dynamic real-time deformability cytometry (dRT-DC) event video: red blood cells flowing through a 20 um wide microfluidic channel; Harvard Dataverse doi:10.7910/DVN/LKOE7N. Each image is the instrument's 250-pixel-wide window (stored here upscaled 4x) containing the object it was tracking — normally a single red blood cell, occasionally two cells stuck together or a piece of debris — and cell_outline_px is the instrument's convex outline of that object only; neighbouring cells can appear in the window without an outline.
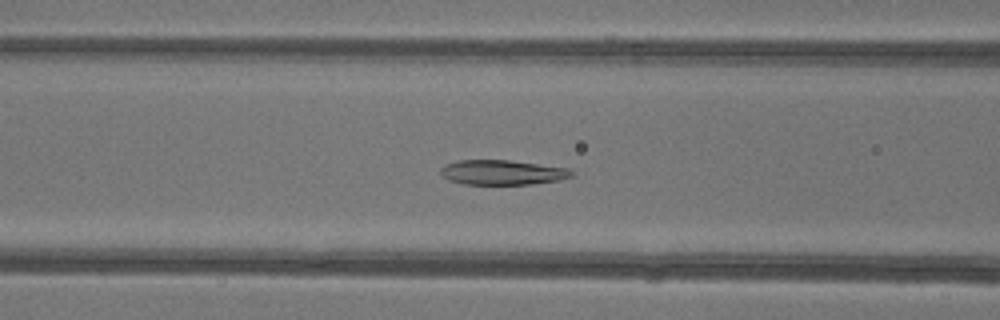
{"species": "common noctule bat (a hibernating species)", "species_latin": "Nyctalus noctula", "temperature_condition": "warm", "stored_images_in_passage": 43, "camera_frame_rate_fps": 3000, "um_per_image_px": 0.085, "animal": {"sex": "female"}, "frame": {"image": 1, "passage_image": 15, "time_ms": 4.667, "image_size_px": [1000, 320], "cell_outline_px": [[576, 176], [560, 180], [532, 184], [464, 184], [448, 180], [440, 172], [440, 168], [444, 164], [460, 160], [508, 160], [568, 168], [576, 172]], "centroid_in_image_um": [42.74, 14.65], "position_along_channel_um": 123.9, "area_um2": 19.07}}
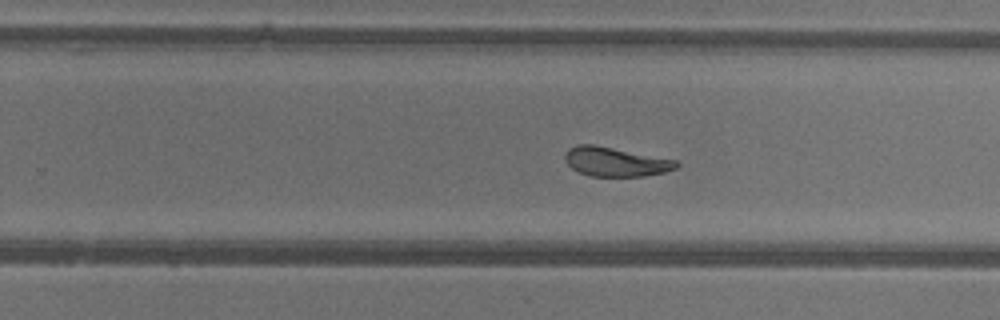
{"frame": {"image": 2, "passage_image": 26, "time_ms": 8.333, "image_size_px": [1000, 320], "cell_outline_px": [[680, 164], [676, 168], [664, 172], [644, 176], [588, 176], [572, 168], [564, 160], [564, 156], [568, 148], [576, 144], [596, 144], [676, 160]], "centroid_in_image_um": [52.29, 13.73], "position_along_channel_um": 277.5, "area_um2": 19.07}}
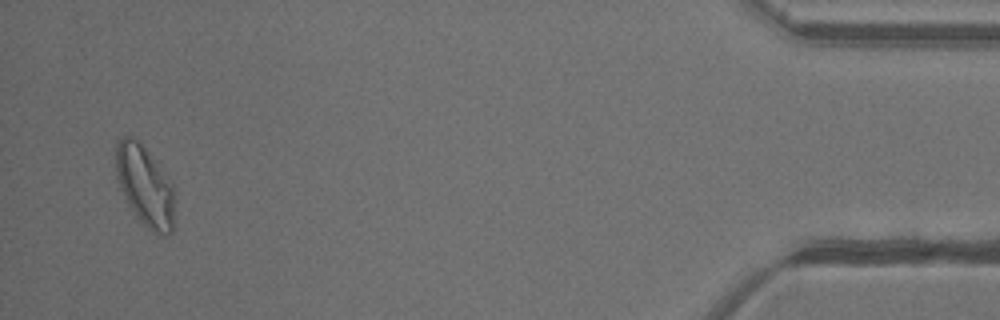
{"frame": {"image": 3, "passage_image": 42, "time_ms": 13.667, "image_size_px": [1000, 320], "cell_outline_px": [[176, 228], [168, 236], [160, 236], [152, 232], [136, 216], [128, 204], [120, 188], [116, 176], [116, 140], [120, 136], [132, 136], [144, 148], [172, 184], [176, 192]], "centroid_in_image_um": [12.37, 15.9], "position_along_channel_um": 422.8, "area_um2": 28.09}, "authors_computed_cell_mechanics": {"area_um2": 20.9814, "velocity_mm_per_s": 4.1912, "shape_relaxation_time_tau1_ms": 5.9872, "shape_relaxation_time_tau2_ms": 1.95, "deformation_change_tau1": 0.2038, "deformation_change_tau2": 0.0817}}